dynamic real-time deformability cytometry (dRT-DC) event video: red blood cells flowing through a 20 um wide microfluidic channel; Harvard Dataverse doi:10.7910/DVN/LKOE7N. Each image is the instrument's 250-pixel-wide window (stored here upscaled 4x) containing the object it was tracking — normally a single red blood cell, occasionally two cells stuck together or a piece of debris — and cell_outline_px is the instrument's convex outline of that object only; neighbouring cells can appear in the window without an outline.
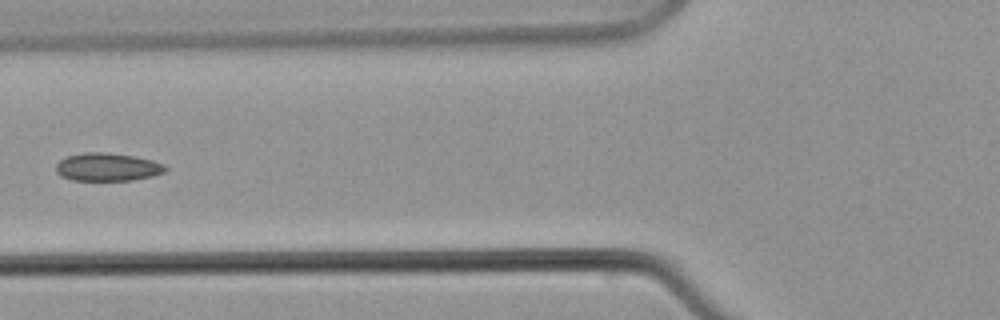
{"species": "common noctule bat (a hibernating species)", "species_latin": "Nyctalus noctula", "temperature_condition": "warm", "stored_images_in_passage": 12, "camera_frame_rate_fps": 3000, "um_per_image_px": 0.085, "animal": {"sex": "male", "body_mass_g": 21.5, "forearm_length_mm": 52.0}, "frame": {"image": 1, "passage_image": 7, "time_ms": 7.667, "image_size_px": [1000, 320], "cell_outline_px": [[168, 168], [164, 172], [152, 176], [132, 180], [72, 180], [60, 176], [56, 172], [56, 164], [60, 160], [68, 156], [88, 152], [108, 152], [136, 156], [152, 160], [164, 164]], "centroid_in_image_um": [9.14, 14.19], "position_along_channel_um": 116.7, "area_um2": 17.92}}